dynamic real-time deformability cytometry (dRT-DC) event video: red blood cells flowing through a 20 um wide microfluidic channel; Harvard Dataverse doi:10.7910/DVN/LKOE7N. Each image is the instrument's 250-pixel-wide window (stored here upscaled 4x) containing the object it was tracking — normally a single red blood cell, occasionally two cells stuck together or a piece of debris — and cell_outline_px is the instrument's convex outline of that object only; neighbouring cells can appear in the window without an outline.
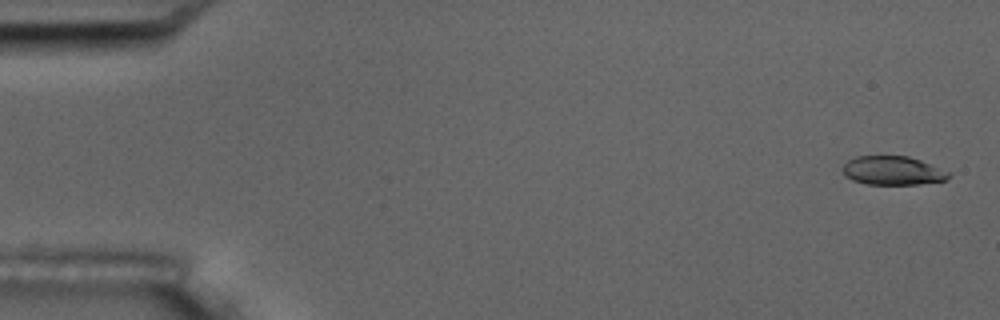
{"species": "common noctule bat (a hibernating species)", "species_latin": "Nyctalus noctula", "temperature_condition": "room temperature", "stored_images_in_passage": 6, "camera_frame_rate_fps": 3000, "um_per_image_px": 0.085, "animal": {"sex": "male", "body_mass_g": 17.5, "forearm_length_mm": 52.3}, "frame": {"image": 1, "passage_image": 1, "time_ms": 0.0, "image_size_px": [1000, 320], "cell_outline_px": [[948, 176], [944, 180], [916, 184], [868, 184], [852, 180], [844, 176], [840, 168], [848, 160], [856, 156], [908, 156], [920, 160], [948, 172]], "centroid_in_image_um": [75.77, 14.49], "position_along_channel_um": 9.2, "area_um2": 17.57}}